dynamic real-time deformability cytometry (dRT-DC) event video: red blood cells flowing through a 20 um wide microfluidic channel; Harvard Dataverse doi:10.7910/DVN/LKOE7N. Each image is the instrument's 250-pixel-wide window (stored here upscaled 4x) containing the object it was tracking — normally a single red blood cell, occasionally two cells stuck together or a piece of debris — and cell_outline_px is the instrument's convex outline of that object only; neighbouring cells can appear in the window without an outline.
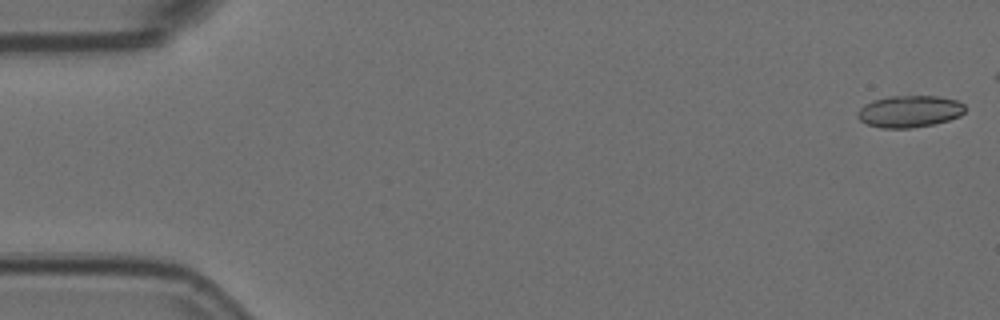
{"species": "Egyptian fruit bat (a non-hibernating species)", "species_latin": "Rousettus aegyptiacus", "temperature_condition": "room temperature", "stored_images_in_passage": 5, "camera_frame_rate_fps": 3000, "um_per_image_px": 0.085, "animal": {"sex": "female"}, "frame": {"image": 1, "passage_image": 1, "time_ms": 0.0, "image_size_px": [1000, 320], "cell_outline_px": [[964, 112], [960, 116], [948, 120], [932, 124], [912, 128], [880, 128], [868, 124], [860, 120], [856, 116], [856, 112], [864, 104], [872, 100], [888, 96], [936, 96], [956, 100], [964, 104]], "centroid_in_image_um": [77.27, 9.46], "position_along_channel_um": 7.7, "area_um2": 20.0}}
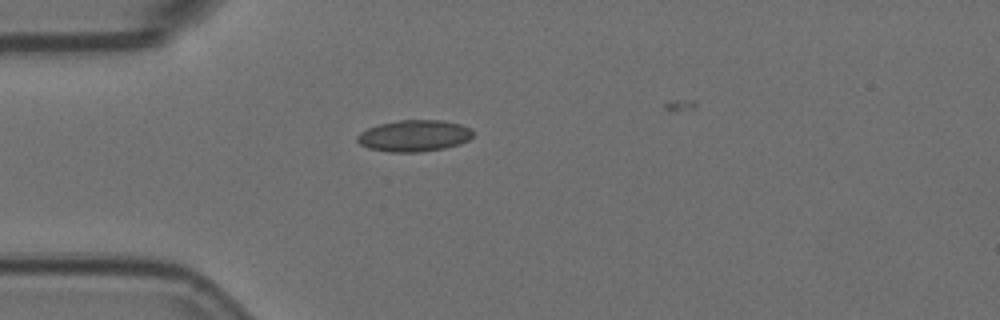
{"frame": {"image": 2, "passage_image": 5, "time_ms": 1.333, "image_size_px": [1000, 320], "cell_outline_px": [[472, 136], [468, 140], [460, 144], [444, 148], [420, 152], [388, 152], [368, 148], [360, 144], [356, 140], [356, 136], [360, 132], [368, 128], [380, 124], [400, 120], [440, 120], [460, 124], [472, 128]], "centroid_in_image_um": [35.19, 11.54], "position_along_channel_um": 49.8, "area_um2": 21.27}}